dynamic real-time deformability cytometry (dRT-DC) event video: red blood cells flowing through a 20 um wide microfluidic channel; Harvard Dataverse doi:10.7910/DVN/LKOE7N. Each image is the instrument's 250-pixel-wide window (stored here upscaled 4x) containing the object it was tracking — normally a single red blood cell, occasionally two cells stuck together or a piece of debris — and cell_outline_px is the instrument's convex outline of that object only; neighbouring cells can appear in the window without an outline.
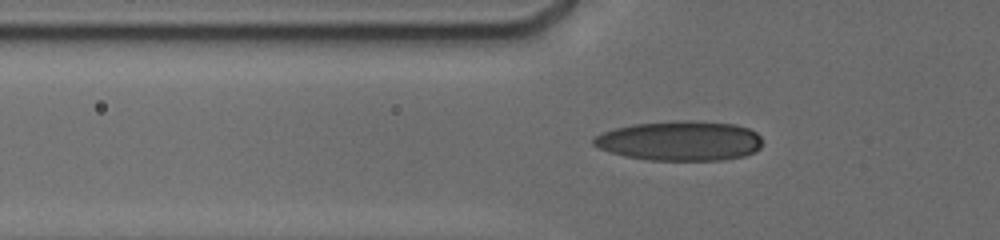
{"species": "human", "species_latin": "Homo sapiens", "temperature_condition": "cold", "stored_images_in_passage": 46, "camera_frame_rate_fps": 3000, "um_per_image_px": 0.085, "donor": {"sex": "male"}, "frame": {"image": 1, "passage_image": 18, "time_ms": 7.0, "image_size_px": [1000, 240], "cell_outline_px": [[760, 148], [756, 152], [744, 156], [720, 160], [648, 160], [624, 156], [600, 148], [592, 144], [592, 140], [600, 132], [632, 124], [676, 120], [692, 120], [736, 124], [748, 128], [756, 132], [760, 136]], "centroid_in_image_um": [57.8, 11.96], "position_along_channel_um": 68.0, "area_um2": 39.3}}
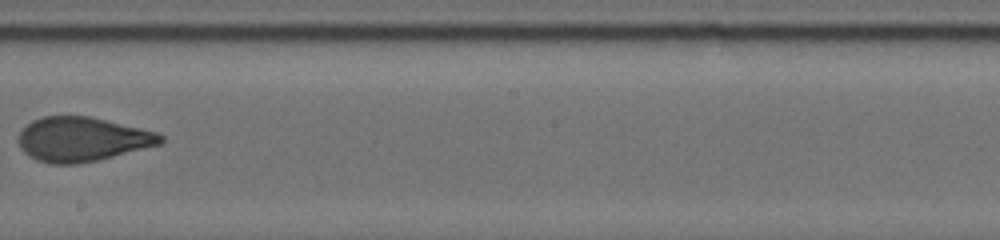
{"frame": {"image": 2, "passage_image": 29, "time_ms": 11.667, "image_size_px": [1000, 240], "cell_outline_px": [[164, 140], [160, 144], [96, 160], [76, 164], [52, 164], [36, 160], [24, 152], [20, 148], [20, 132], [32, 120], [44, 116], [92, 116], [156, 132], [164, 136]], "centroid_in_image_um": [6.98, 11.83], "position_along_channel_um": 241.2, "area_um2": 36.36}}
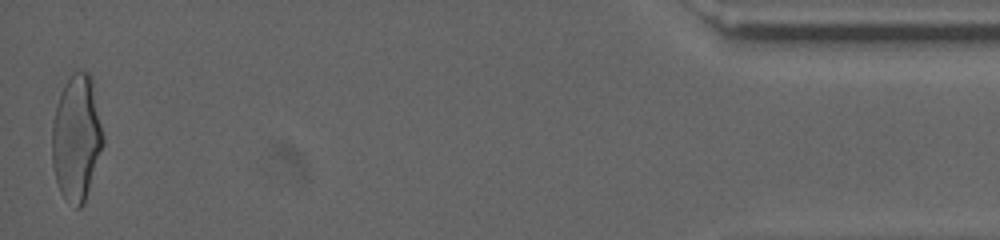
{"frame": {"image": 3, "passage_image": 46, "time_ms": 18.667, "image_size_px": [1000, 240], "cell_outline_px": [[104, 144], [84, 204], [80, 208], [76, 208], [60, 192], [56, 180], [52, 164], [52, 120], [56, 104], [60, 92], [64, 84], [72, 72], [88, 72], [92, 76], [104, 140]], "centroid_in_image_um": [6.5, 11.7], "position_along_channel_um": 428.7, "area_um2": 37.63}, "authors_computed_cell_mechanics": {"area_um2": 36.1539, "velocity_mm_per_s": 3.7925, "shape_relaxation_time_tau1_ms": 5.9221, "shape_relaxation_time_tau2_ms": 0.9659, "deformation_change_tau1": 0.1709, "deformation_change_tau2": 0.0716}}